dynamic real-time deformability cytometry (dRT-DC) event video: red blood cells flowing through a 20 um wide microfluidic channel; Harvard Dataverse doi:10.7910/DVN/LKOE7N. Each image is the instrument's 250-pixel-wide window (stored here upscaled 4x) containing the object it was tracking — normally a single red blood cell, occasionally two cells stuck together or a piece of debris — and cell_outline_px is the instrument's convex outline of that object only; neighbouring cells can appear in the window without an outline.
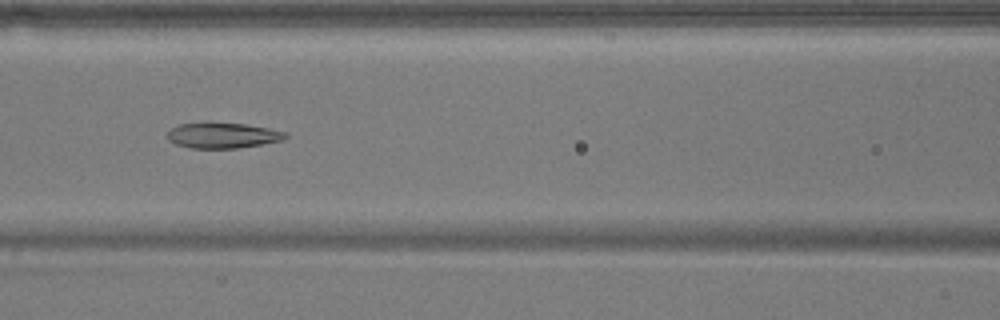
{"species": "common noctule bat (a hibernating species)", "species_latin": "Nyctalus noctula", "temperature_condition": "warm", "stored_images_in_passage": 8, "camera_frame_rate_fps": 3000, "um_per_image_px": 0.085, "animal": {"sex": "male", "body_mass_g": 17.9}, "frame": {"image": 1, "passage_image": 6, "time_ms": 6.667, "image_size_px": [1000, 320], "cell_outline_px": [[288, 136], [284, 140], [236, 148], [192, 148], [176, 144], [168, 140], [168, 132], [172, 128], [180, 124], [204, 120], [208, 120], [244, 124], [268, 128], [288, 132]], "centroid_in_image_um": [18.91, 11.47], "position_along_channel_um": 147.7, "area_um2": 18.03}}
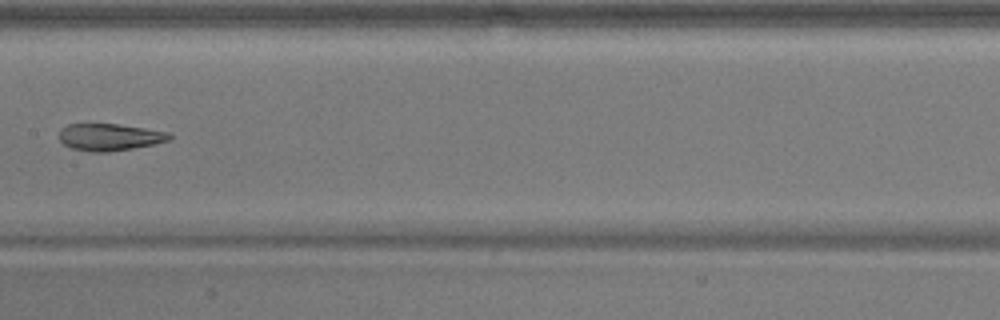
{"frame": {"image": 2, "passage_image": 7, "time_ms": 8.0, "image_size_px": [1000, 320], "cell_outline_px": [[172, 140], [132, 148], [108, 152], [88, 152], [72, 148], [64, 144], [60, 140], [60, 128], [68, 124], [88, 120], [120, 124], [168, 132], [172, 136]], "centroid_in_image_um": [9.25, 11.6], "position_along_channel_um": 198.1, "area_um2": 18.09}}